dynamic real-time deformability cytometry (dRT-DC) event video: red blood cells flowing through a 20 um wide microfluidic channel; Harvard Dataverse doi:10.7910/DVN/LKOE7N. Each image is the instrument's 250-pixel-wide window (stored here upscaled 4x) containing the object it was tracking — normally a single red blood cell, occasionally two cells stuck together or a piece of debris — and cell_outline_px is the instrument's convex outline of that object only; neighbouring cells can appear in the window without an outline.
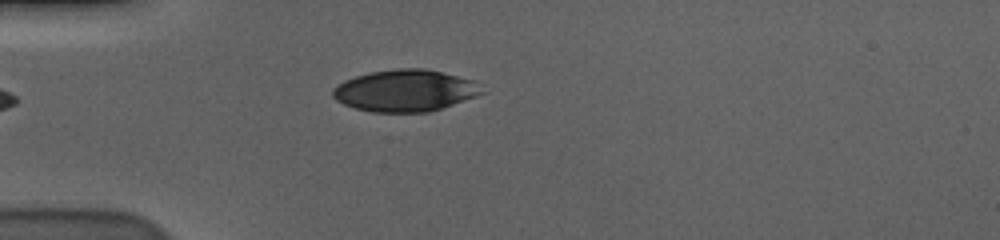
{"species": "human", "species_latin": "Homo sapiens", "temperature_condition": "cold", "stored_images_in_passage": 36, "camera_frame_rate_fps": 3000, "um_per_image_px": 0.085, "donor": {"sex": "male"}, "frame": {"image": 1, "passage_image": 1, "time_ms": 0.0, "image_size_px": [1000, 240], "cell_outline_px": [[488, 92], [428, 112], [372, 112], [356, 108], [344, 104], [336, 100], [332, 96], [332, 88], [344, 80], [356, 76], [372, 72], [396, 68], [424, 68], [472, 80]], "centroid_in_image_um": [34.42, 7.7], "position_along_channel_um": 50.6, "area_um2": 36.07}}
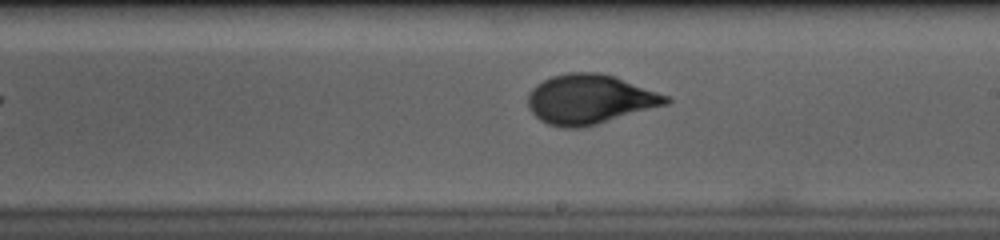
{"frame": {"image": 2, "passage_image": 18, "time_ms": 5.667, "image_size_px": [1000, 240], "cell_outline_px": [[672, 100], [668, 104], [584, 128], [560, 128], [548, 124], [540, 120], [528, 108], [528, 92], [536, 84], [552, 76], [568, 72], [600, 72], [612, 76], [668, 96]], "centroid_in_image_um": [50.09, 8.46], "position_along_channel_um": 238.9, "area_um2": 39.82}}
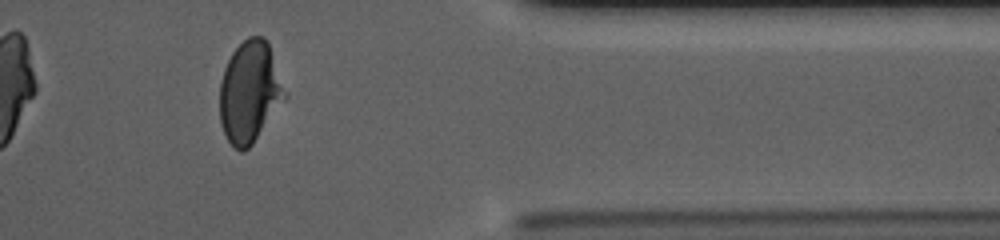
{"frame": {"image": 3, "passage_image": 32, "time_ms": 10.333, "image_size_px": [1000, 240], "cell_outline_px": [[288, 96], [252, 144], [244, 152], [240, 152], [228, 140], [224, 132], [220, 120], [220, 84], [224, 68], [232, 52], [248, 36], [264, 36], [268, 40], [288, 92]], "centroid_in_image_um": [21.26, 7.79], "position_along_channel_um": 390.1, "area_um2": 38.84}, "authors_computed_cell_mechanics": {"area_um2": 38.726, "velocity_mm_per_s": 3.6046, "shape_relaxation_time_tau1_ms": 4.2026, "shape_relaxation_time_tau2_ms": null, "deformation_change_tau1": 0.1643, "deformation_change_tau2": null}}